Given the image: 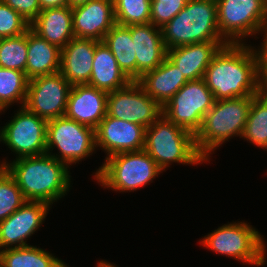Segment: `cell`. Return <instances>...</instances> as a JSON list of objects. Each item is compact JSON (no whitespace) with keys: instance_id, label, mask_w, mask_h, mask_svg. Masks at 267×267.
<instances>
[{"instance_id":"cell-26","label":"cell","mask_w":267,"mask_h":267,"mask_svg":"<svg viewBox=\"0 0 267 267\" xmlns=\"http://www.w3.org/2000/svg\"><path fill=\"white\" fill-rule=\"evenodd\" d=\"M1 267H68L64 262L35 246L9 248L0 251Z\"/></svg>"},{"instance_id":"cell-34","label":"cell","mask_w":267,"mask_h":267,"mask_svg":"<svg viewBox=\"0 0 267 267\" xmlns=\"http://www.w3.org/2000/svg\"><path fill=\"white\" fill-rule=\"evenodd\" d=\"M5 4L17 11L29 23H31L40 13L39 0H2Z\"/></svg>"},{"instance_id":"cell-39","label":"cell","mask_w":267,"mask_h":267,"mask_svg":"<svg viewBox=\"0 0 267 267\" xmlns=\"http://www.w3.org/2000/svg\"><path fill=\"white\" fill-rule=\"evenodd\" d=\"M2 111L4 112V109L0 106V112H2Z\"/></svg>"},{"instance_id":"cell-32","label":"cell","mask_w":267,"mask_h":267,"mask_svg":"<svg viewBox=\"0 0 267 267\" xmlns=\"http://www.w3.org/2000/svg\"><path fill=\"white\" fill-rule=\"evenodd\" d=\"M30 28V23L0 0V38L17 37Z\"/></svg>"},{"instance_id":"cell-18","label":"cell","mask_w":267,"mask_h":267,"mask_svg":"<svg viewBox=\"0 0 267 267\" xmlns=\"http://www.w3.org/2000/svg\"><path fill=\"white\" fill-rule=\"evenodd\" d=\"M227 44V41H206L174 47L166 51V57L187 81L199 80L204 77L213 56Z\"/></svg>"},{"instance_id":"cell-13","label":"cell","mask_w":267,"mask_h":267,"mask_svg":"<svg viewBox=\"0 0 267 267\" xmlns=\"http://www.w3.org/2000/svg\"><path fill=\"white\" fill-rule=\"evenodd\" d=\"M71 88L60 72L32 78L28 82L24 107L47 121L62 117Z\"/></svg>"},{"instance_id":"cell-20","label":"cell","mask_w":267,"mask_h":267,"mask_svg":"<svg viewBox=\"0 0 267 267\" xmlns=\"http://www.w3.org/2000/svg\"><path fill=\"white\" fill-rule=\"evenodd\" d=\"M157 28V29H156ZM137 61V80L166 58L162 29L151 23L129 26Z\"/></svg>"},{"instance_id":"cell-27","label":"cell","mask_w":267,"mask_h":267,"mask_svg":"<svg viewBox=\"0 0 267 267\" xmlns=\"http://www.w3.org/2000/svg\"><path fill=\"white\" fill-rule=\"evenodd\" d=\"M241 138L267 149V98L260 94L255 95L252 99Z\"/></svg>"},{"instance_id":"cell-10","label":"cell","mask_w":267,"mask_h":267,"mask_svg":"<svg viewBox=\"0 0 267 267\" xmlns=\"http://www.w3.org/2000/svg\"><path fill=\"white\" fill-rule=\"evenodd\" d=\"M204 79L188 81L163 107V115L192 134L202 126L205 114L215 103Z\"/></svg>"},{"instance_id":"cell-17","label":"cell","mask_w":267,"mask_h":267,"mask_svg":"<svg viewBox=\"0 0 267 267\" xmlns=\"http://www.w3.org/2000/svg\"><path fill=\"white\" fill-rule=\"evenodd\" d=\"M107 96L88 84L72 86L64 116L96 129L107 115Z\"/></svg>"},{"instance_id":"cell-33","label":"cell","mask_w":267,"mask_h":267,"mask_svg":"<svg viewBox=\"0 0 267 267\" xmlns=\"http://www.w3.org/2000/svg\"><path fill=\"white\" fill-rule=\"evenodd\" d=\"M187 2L188 0H151L150 23L162 28L186 6Z\"/></svg>"},{"instance_id":"cell-15","label":"cell","mask_w":267,"mask_h":267,"mask_svg":"<svg viewBox=\"0 0 267 267\" xmlns=\"http://www.w3.org/2000/svg\"><path fill=\"white\" fill-rule=\"evenodd\" d=\"M96 148L112 155L139 151L145 146V127L106 115L95 129Z\"/></svg>"},{"instance_id":"cell-22","label":"cell","mask_w":267,"mask_h":267,"mask_svg":"<svg viewBox=\"0 0 267 267\" xmlns=\"http://www.w3.org/2000/svg\"><path fill=\"white\" fill-rule=\"evenodd\" d=\"M30 28L49 43L64 48L75 36L72 25V8L68 6L40 11Z\"/></svg>"},{"instance_id":"cell-36","label":"cell","mask_w":267,"mask_h":267,"mask_svg":"<svg viewBox=\"0 0 267 267\" xmlns=\"http://www.w3.org/2000/svg\"><path fill=\"white\" fill-rule=\"evenodd\" d=\"M41 11L49 8L68 6V0H39Z\"/></svg>"},{"instance_id":"cell-30","label":"cell","mask_w":267,"mask_h":267,"mask_svg":"<svg viewBox=\"0 0 267 267\" xmlns=\"http://www.w3.org/2000/svg\"><path fill=\"white\" fill-rule=\"evenodd\" d=\"M116 24L131 26L150 23L151 0H115Z\"/></svg>"},{"instance_id":"cell-37","label":"cell","mask_w":267,"mask_h":267,"mask_svg":"<svg viewBox=\"0 0 267 267\" xmlns=\"http://www.w3.org/2000/svg\"><path fill=\"white\" fill-rule=\"evenodd\" d=\"M91 0H68V7L75 8L81 5H84L85 3L89 2Z\"/></svg>"},{"instance_id":"cell-29","label":"cell","mask_w":267,"mask_h":267,"mask_svg":"<svg viewBox=\"0 0 267 267\" xmlns=\"http://www.w3.org/2000/svg\"><path fill=\"white\" fill-rule=\"evenodd\" d=\"M28 30L17 37L0 38V67L26 74Z\"/></svg>"},{"instance_id":"cell-7","label":"cell","mask_w":267,"mask_h":267,"mask_svg":"<svg viewBox=\"0 0 267 267\" xmlns=\"http://www.w3.org/2000/svg\"><path fill=\"white\" fill-rule=\"evenodd\" d=\"M218 30L231 44H241L246 36L264 31L267 43V0H216ZM242 40V41H241Z\"/></svg>"},{"instance_id":"cell-35","label":"cell","mask_w":267,"mask_h":267,"mask_svg":"<svg viewBox=\"0 0 267 267\" xmlns=\"http://www.w3.org/2000/svg\"><path fill=\"white\" fill-rule=\"evenodd\" d=\"M259 54V94L267 98V43H262Z\"/></svg>"},{"instance_id":"cell-31","label":"cell","mask_w":267,"mask_h":267,"mask_svg":"<svg viewBox=\"0 0 267 267\" xmlns=\"http://www.w3.org/2000/svg\"><path fill=\"white\" fill-rule=\"evenodd\" d=\"M26 202L15 179L6 169L0 170V222Z\"/></svg>"},{"instance_id":"cell-1","label":"cell","mask_w":267,"mask_h":267,"mask_svg":"<svg viewBox=\"0 0 267 267\" xmlns=\"http://www.w3.org/2000/svg\"><path fill=\"white\" fill-rule=\"evenodd\" d=\"M227 44L213 56L204 81L215 100L259 94V54L252 46Z\"/></svg>"},{"instance_id":"cell-9","label":"cell","mask_w":267,"mask_h":267,"mask_svg":"<svg viewBox=\"0 0 267 267\" xmlns=\"http://www.w3.org/2000/svg\"><path fill=\"white\" fill-rule=\"evenodd\" d=\"M46 147L47 154L69 167L72 163L76 164L93 153L96 148L95 129L65 116L49 120ZM54 147L61 155L51 154L50 151Z\"/></svg>"},{"instance_id":"cell-11","label":"cell","mask_w":267,"mask_h":267,"mask_svg":"<svg viewBox=\"0 0 267 267\" xmlns=\"http://www.w3.org/2000/svg\"><path fill=\"white\" fill-rule=\"evenodd\" d=\"M47 123L23 106L1 128V142L17 154L16 158L46 154Z\"/></svg>"},{"instance_id":"cell-12","label":"cell","mask_w":267,"mask_h":267,"mask_svg":"<svg viewBox=\"0 0 267 267\" xmlns=\"http://www.w3.org/2000/svg\"><path fill=\"white\" fill-rule=\"evenodd\" d=\"M162 114V106L137 81H131L127 86L108 93V116L148 128Z\"/></svg>"},{"instance_id":"cell-24","label":"cell","mask_w":267,"mask_h":267,"mask_svg":"<svg viewBox=\"0 0 267 267\" xmlns=\"http://www.w3.org/2000/svg\"><path fill=\"white\" fill-rule=\"evenodd\" d=\"M61 49L28 29L26 77L52 75L60 71Z\"/></svg>"},{"instance_id":"cell-28","label":"cell","mask_w":267,"mask_h":267,"mask_svg":"<svg viewBox=\"0 0 267 267\" xmlns=\"http://www.w3.org/2000/svg\"><path fill=\"white\" fill-rule=\"evenodd\" d=\"M28 82L25 72L0 67V106L5 110L8 106L20 101L18 103L23 107Z\"/></svg>"},{"instance_id":"cell-38","label":"cell","mask_w":267,"mask_h":267,"mask_svg":"<svg viewBox=\"0 0 267 267\" xmlns=\"http://www.w3.org/2000/svg\"><path fill=\"white\" fill-rule=\"evenodd\" d=\"M97 267H116L115 266V264L113 265V264H111V263H109V262H106V261H100L99 263H98V266Z\"/></svg>"},{"instance_id":"cell-3","label":"cell","mask_w":267,"mask_h":267,"mask_svg":"<svg viewBox=\"0 0 267 267\" xmlns=\"http://www.w3.org/2000/svg\"><path fill=\"white\" fill-rule=\"evenodd\" d=\"M166 50L206 41H226L218 30L216 0H188L162 28Z\"/></svg>"},{"instance_id":"cell-14","label":"cell","mask_w":267,"mask_h":267,"mask_svg":"<svg viewBox=\"0 0 267 267\" xmlns=\"http://www.w3.org/2000/svg\"><path fill=\"white\" fill-rule=\"evenodd\" d=\"M49 204L26 201L7 219L0 222V251L28 246L27 238L39 229L49 211ZM14 245V247H13Z\"/></svg>"},{"instance_id":"cell-2","label":"cell","mask_w":267,"mask_h":267,"mask_svg":"<svg viewBox=\"0 0 267 267\" xmlns=\"http://www.w3.org/2000/svg\"><path fill=\"white\" fill-rule=\"evenodd\" d=\"M68 168L64 162L47 153L0 164V170L6 169L15 179L26 201H41L49 205L69 191Z\"/></svg>"},{"instance_id":"cell-6","label":"cell","mask_w":267,"mask_h":267,"mask_svg":"<svg viewBox=\"0 0 267 267\" xmlns=\"http://www.w3.org/2000/svg\"><path fill=\"white\" fill-rule=\"evenodd\" d=\"M163 171L142 149L123 152L105 159L95 172V178L101 186L115 191H136L149 184Z\"/></svg>"},{"instance_id":"cell-19","label":"cell","mask_w":267,"mask_h":267,"mask_svg":"<svg viewBox=\"0 0 267 267\" xmlns=\"http://www.w3.org/2000/svg\"><path fill=\"white\" fill-rule=\"evenodd\" d=\"M99 41L74 37L61 49L60 73L72 85L89 83L95 47Z\"/></svg>"},{"instance_id":"cell-4","label":"cell","mask_w":267,"mask_h":267,"mask_svg":"<svg viewBox=\"0 0 267 267\" xmlns=\"http://www.w3.org/2000/svg\"><path fill=\"white\" fill-rule=\"evenodd\" d=\"M255 95L216 100L205 114L195 135L199 153L208 161L214 149L237 135H243L252 99Z\"/></svg>"},{"instance_id":"cell-25","label":"cell","mask_w":267,"mask_h":267,"mask_svg":"<svg viewBox=\"0 0 267 267\" xmlns=\"http://www.w3.org/2000/svg\"><path fill=\"white\" fill-rule=\"evenodd\" d=\"M103 42L112 52L120 69L131 81H137V61L129 26L115 24Z\"/></svg>"},{"instance_id":"cell-16","label":"cell","mask_w":267,"mask_h":267,"mask_svg":"<svg viewBox=\"0 0 267 267\" xmlns=\"http://www.w3.org/2000/svg\"><path fill=\"white\" fill-rule=\"evenodd\" d=\"M116 24L113 2L91 0L72 9L73 33L77 38L102 42L106 33Z\"/></svg>"},{"instance_id":"cell-5","label":"cell","mask_w":267,"mask_h":267,"mask_svg":"<svg viewBox=\"0 0 267 267\" xmlns=\"http://www.w3.org/2000/svg\"><path fill=\"white\" fill-rule=\"evenodd\" d=\"M144 150L162 171L173 162L192 165L207 161L196 147L195 135L163 114L145 128Z\"/></svg>"},{"instance_id":"cell-21","label":"cell","mask_w":267,"mask_h":267,"mask_svg":"<svg viewBox=\"0 0 267 267\" xmlns=\"http://www.w3.org/2000/svg\"><path fill=\"white\" fill-rule=\"evenodd\" d=\"M137 82L163 107L188 81L166 57L158 67L143 74Z\"/></svg>"},{"instance_id":"cell-8","label":"cell","mask_w":267,"mask_h":267,"mask_svg":"<svg viewBox=\"0 0 267 267\" xmlns=\"http://www.w3.org/2000/svg\"><path fill=\"white\" fill-rule=\"evenodd\" d=\"M202 245L218 254H224L249 265L265 263L266 245L261 234L245 222L224 224L204 236Z\"/></svg>"},{"instance_id":"cell-23","label":"cell","mask_w":267,"mask_h":267,"mask_svg":"<svg viewBox=\"0 0 267 267\" xmlns=\"http://www.w3.org/2000/svg\"><path fill=\"white\" fill-rule=\"evenodd\" d=\"M130 82L107 45L103 41L99 42L95 47L88 85L109 93L127 86Z\"/></svg>"}]
</instances>
